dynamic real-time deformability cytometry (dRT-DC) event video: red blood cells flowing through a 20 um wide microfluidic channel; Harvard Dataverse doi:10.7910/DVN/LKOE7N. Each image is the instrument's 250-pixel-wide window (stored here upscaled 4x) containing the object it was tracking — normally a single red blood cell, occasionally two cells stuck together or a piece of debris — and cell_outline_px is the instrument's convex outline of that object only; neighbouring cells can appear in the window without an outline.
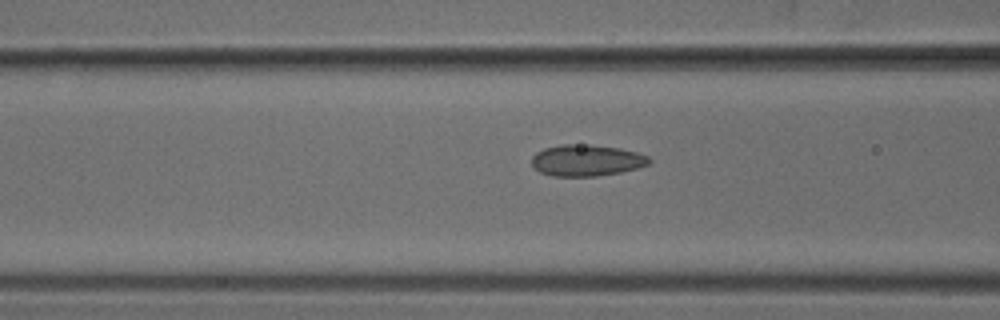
{"species": "common noctule bat (a hibernating species)", "species_latin": "Nyctalus noctula", "temperature_condition": "cold", "stored_images_in_passage": 25, "camera_frame_rate_fps": 3000, "um_per_image_px": 0.085, "animal": {"sex": "male", "body_mass_g": 18.8}, "frame": {"image": 1, "passage_image": 16, "time_ms": 5.0, "image_size_px": [1000, 320], "cell_outline_px": [[652, 160], [648, 164], [636, 168], [620, 172], [596, 176], [552, 176], [540, 172], [532, 164], [532, 156], [536, 152], [544, 148], [564, 144], [592, 144], [620, 148], [636, 152], [648, 156]], "centroid_in_image_um": [49.85, 13.62], "position_along_channel_um": 116.7, "area_um2": 21.5}}
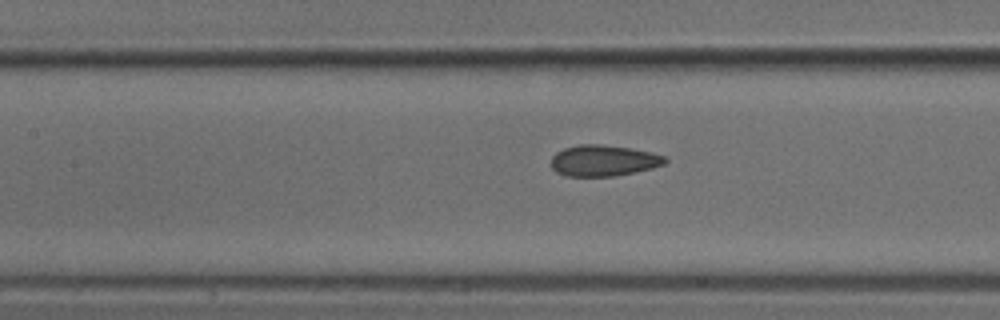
{"frame": {"image": 2, "passage_image": 19, "time_ms": 6.0, "image_size_px": [1000, 320], "cell_outline_px": [[668, 160], [664, 164], [652, 168], [616, 176], [564, 176], [556, 172], [552, 168], [552, 156], [556, 152], [564, 148], [580, 144], [600, 144], [628, 148], [652, 152], [664, 156]], "centroid_in_image_um": [51.28, 13.65], "position_along_channel_um": 156.1, "area_um2": 20.63}}
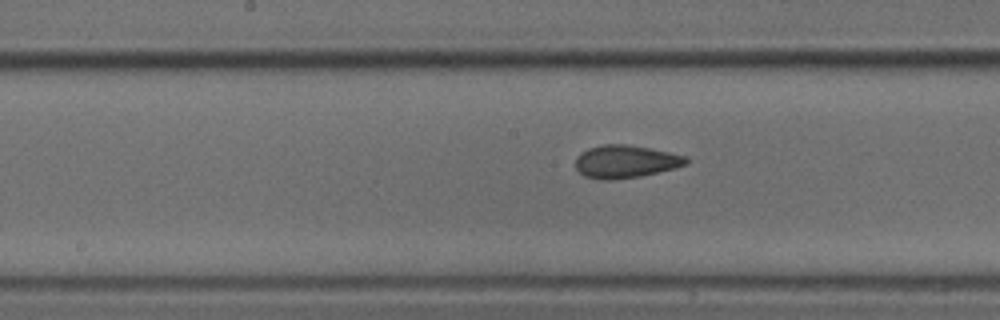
{"frame": {"image": 3, "passage_image": 22, "time_ms": 7.0, "image_size_px": [1000, 320], "cell_outline_px": [[688, 164], [676, 168], [640, 176], [612, 180], [604, 180], [584, 176], [576, 168], [576, 156], [580, 152], [588, 148], [604, 144], [624, 144], [648, 148], [668, 152], [684, 156], [688, 160]], "centroid_in_image_um": [53.14, 13.73], "position_along_channel_um": 195.1, "area_um2": 21.04}}